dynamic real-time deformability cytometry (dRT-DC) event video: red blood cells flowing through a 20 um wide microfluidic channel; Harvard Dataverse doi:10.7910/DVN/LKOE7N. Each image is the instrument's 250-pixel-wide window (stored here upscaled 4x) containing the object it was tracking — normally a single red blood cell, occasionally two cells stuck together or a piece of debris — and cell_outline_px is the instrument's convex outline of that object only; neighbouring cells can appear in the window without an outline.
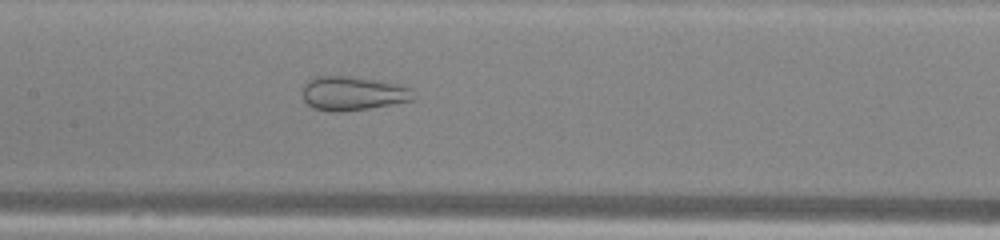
{"species": "common noctule bat (a hibernating species)", "species_latin": "Nyctalus noctula", "temperature_condition": "warm", "stored_images_in_passage": 36, "camera_frame_rate_fps": 3000, "um_per_image_px": 0.085, "animal": {"sex": "male", "body_mass_g": 13.0, "forearm_length_mm": 53.1}, "frame": {"image": 1, "passage_image": 16, "time_ms": 5.0, "image_size_px": [1000, 240], "cell_outline_px": [[412, 100], [364, 108], [316, 108], [308, 104], [304, 100], [304, 88], [312, 80], [324, 76], [340, 76], [388, 84], [408, 88]], "centroid_in_image_um": [29.93, 7.92], "position_along_channel_um": 177.5, "area_um2": 19.31}}
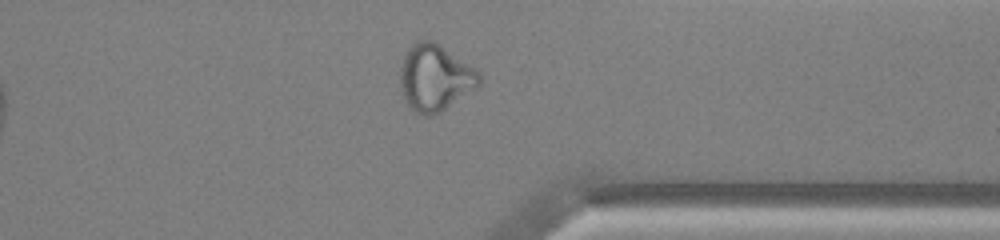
{"frame": {"image": 2, "passage_image": 31, "time_ms": 10.0, "image_size_px": [1000, 240], "cell_outline_px": [[480, 80], [476, 84], [436, 112], [420, 112], [408, 100], [404, 92], [404, 60], [408, 52], [416, 44], [428, 40], [436, 44], [472, 68], [480, 76]], "centroid_in_image_um": [37.0, 6.55], "position_along_channel_um": 374.4, "area_um2": 26.41}, "authors_computed_cell_mechanics": {"area_um2": 23.3512, "velocity_mm_per_s": 4.0514, "shape_relaxation_time_tau1_ms": null, "shape_relaxation_time_tau2_ms": 1.2509, "deformation_change_tau1": null, "deformation_change_tau2": 0.0808}}